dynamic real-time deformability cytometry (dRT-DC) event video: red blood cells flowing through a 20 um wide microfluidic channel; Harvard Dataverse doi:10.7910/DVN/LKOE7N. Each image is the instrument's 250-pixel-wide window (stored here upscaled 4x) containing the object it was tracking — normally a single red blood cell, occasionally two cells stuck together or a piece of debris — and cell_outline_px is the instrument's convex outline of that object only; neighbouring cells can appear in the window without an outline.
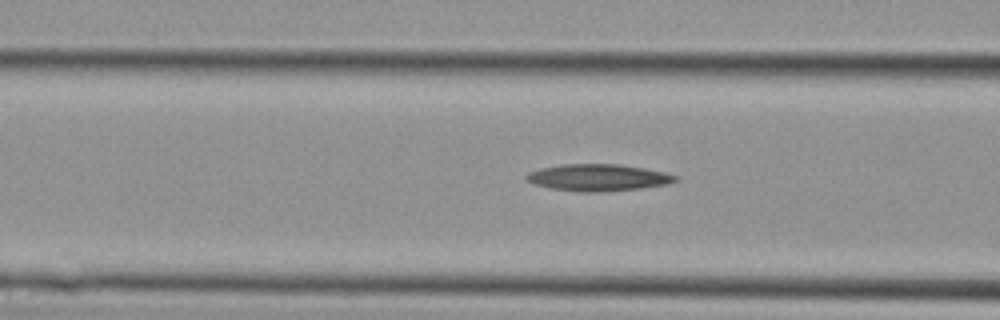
{"species": "Egyptian fruit bat (a non-hibernating species)", "species_latin": "Rousettus aegyptiacus", "temperature_condition": "cold", "stored_images_in_passage": 3, "camera_frame_rate_fps": 3000, "um_per_image_px": 0.085, "animal": {"sex": "female"}, "frame": {"image": 1, "passage_image": 3, "time_ms": 0.667, "image_size_px": [1000, 320], "cell_outline_px": [[680, 180], [668, 184], [640, 188], [596, 192], [580, 192], [552, 188], [532, 184], [524, 180], [524, 176], [528, 172], [540, 168], [560, 164], [620, 164], [644, 168], [664, 172], [680, 176]], "centroid_in_image_um": [50.82, 15.08], "position_along_channel_um": 115.8, "area_um2": 23.52}}